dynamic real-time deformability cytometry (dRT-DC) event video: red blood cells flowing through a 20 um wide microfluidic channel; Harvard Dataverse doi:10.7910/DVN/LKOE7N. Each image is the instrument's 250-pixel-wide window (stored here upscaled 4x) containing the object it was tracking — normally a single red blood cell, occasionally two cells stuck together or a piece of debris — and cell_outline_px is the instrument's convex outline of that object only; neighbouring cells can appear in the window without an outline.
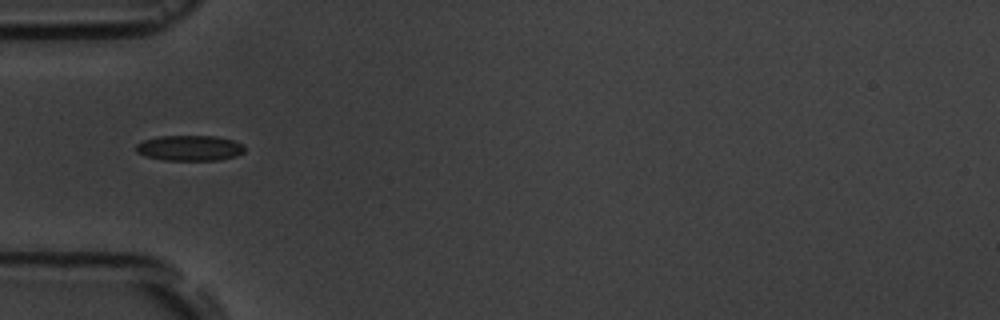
{"species": "common noctule bat (a hibernating species)", "species_latin": "Nyctalus noctula", "temperature_condition": "room temperature", "stored_images_in_passage": 17, "camera_frame_rate_fps": 3000, "um_per_image_px": 0.085, "animal": {"sex": "male", "body_mass_g": 19.5, "forearm_length_mm": 54.6}, "frame": {"image": 1, "passage_image": 6, "time_ms": 5.667, "image_size_px": [1000, 320], "cell_outline_px": [[244, 152], [236, 156], [220, 160], [164, 160], [144, 156], [136, 152], [136, 144], [144, 140], [160, 136], [216, 136], [232, 140], [240, 144], [244, 148]], "centroid_in_image_um": [16.09, 12.59], "position_along_channel_um": 68.9, "area_um2": 16.07}}
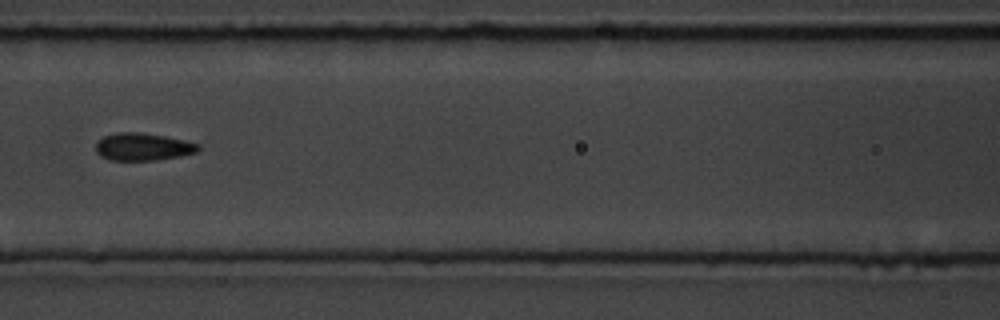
{"frame": {"image": 2, "passage_image": 8, "time_ms": 8.0, "image_size_px": [1000, 320], "cell_outline_px": [[200, 148], [196, 152], [180, 156], [156, 160], [108, 160], [100, 156], [96, 152], [96, 144], [104, 136], [116, 132], [140, 132], [164, 136], [184, 140], [200, 144]], "centroid_in_image_um": [12.14, 12.48], "position_along_channel_um": 154.5, "area_um2": 16.42}}
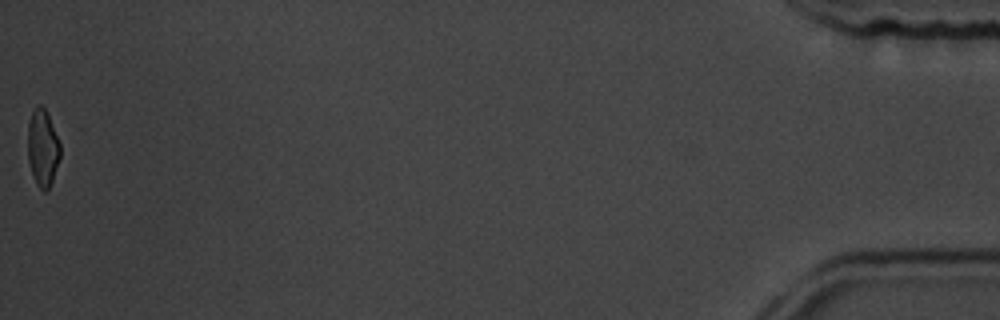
{"frame": {"image": 3, "passage_image": 17, "time_ms": 18.333, "image_size_px": [1000, 320], "cell_outline_px": [[60, 156], [52, 180], [48, 188], [44, 192], [36, 184], [28, 160], [28, 124], [32, 112], [36, 104], [40, 104], [44, 108], [48, 116], [60, 144]], "centroid_in_image_um": [3.61, 12.56], "position_along_channel_um": 431.6, "area_um2": 14.22}, "authors_computed_cell_mechanics": {"area_um2": 16.0684, "velocity_mm_per_s": 3.6646, "shape_relaxation_time_tau1_ms": 3.1422, "shape_relaxation_time_tau2_ms": 1.8961, "deformation_change_tau1": 0.11, "deformation_change_tau2": 0.0627}}